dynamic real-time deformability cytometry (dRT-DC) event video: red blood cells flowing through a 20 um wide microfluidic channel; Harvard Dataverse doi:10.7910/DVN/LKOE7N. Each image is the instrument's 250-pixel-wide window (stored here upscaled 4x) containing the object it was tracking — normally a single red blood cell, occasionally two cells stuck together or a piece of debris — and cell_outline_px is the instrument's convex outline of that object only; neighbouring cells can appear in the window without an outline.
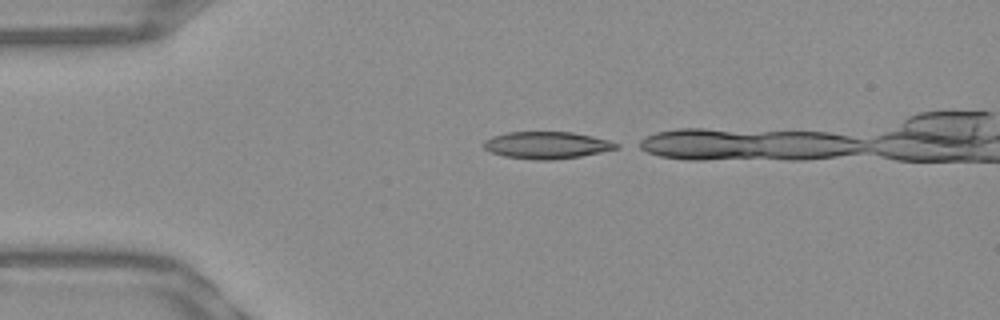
{"species": "Egyptian fruit bat (a non-hibernating species)", "species_latin": "Rousettus aegyptiacus", "temperature_condition": "warm", "stored_images_in_passage": 12, "camera_frame_rate_fps": 3000, "um_per_image_px": 0.085, "frame": {"image": 1, "passage_image": 1, "time_ms": 0.0, "image_size_px": [1000, 320], "cell_outline_px": [[620, 148], [580, 156], [552, 160], [532, 160], [504, 156], [492, 152], [484, 148], [484, 140], [492, 136], [508, 132], [572, 132], [592, 136], [608, 140], [620, 144]], "centroid_in_image_um": [46.48, 12.34], "position_along_channel_um": 38.5, "area_um2": 20.87}}
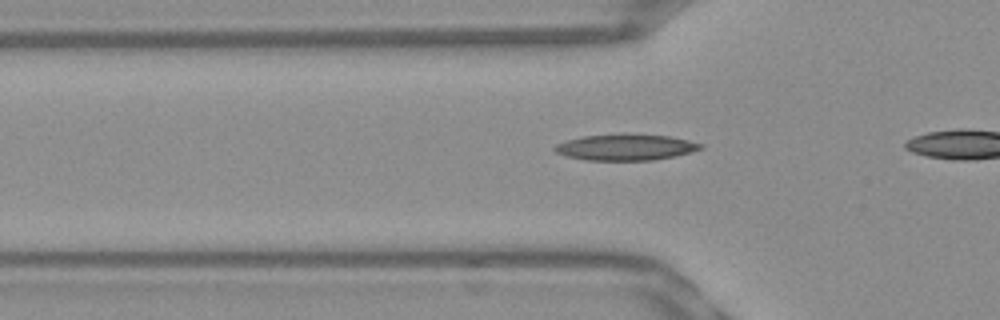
{"frame": {"image": 2, "passage_image": 6, "time_ms": 1.667, "image_size_px": [1000, 320], "cell_outline_px": [[704, 148], [676, 156], [652, 160], [584, 160], [568, 156], [556, 152], [552, 148], [556, 144], [568, 140], [584, 136], [668, 136], [688, 140], [704, 144]], "centroid_in_image_um": [53.21, 12.55], "position_along_channel_um": 72.6, "area_um2": 21.33}}
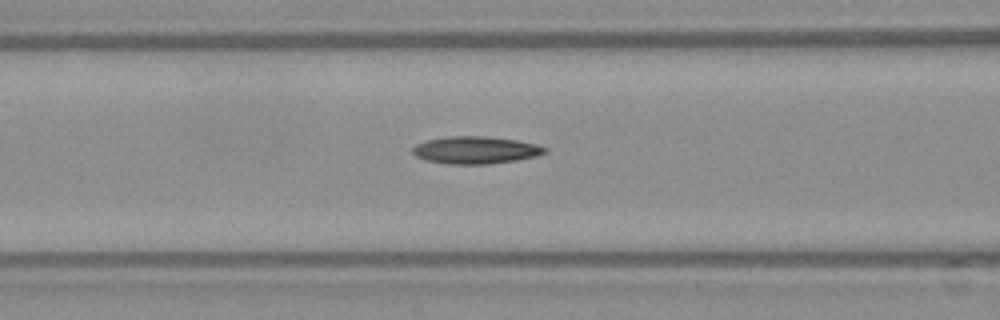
{"frame": {"image": 3, "passage_image": 10, "time_ms": 3.0, "image_size_px": [1000, 320], "cell_outline_px": [[548, 152], [536, 156], [516, 160], [488, 164], [448, 164], [428, 160], [416, 156], [412, 152], [412, 148], [416, 144], [428, 140], [448, 136], [488, 136], [516, 140], [536, 144], [548, 148]], "centroid_in_image_um": [40.45, 12.75], "position_along_channel_um": 126.1, "area_um2": 21.04}}